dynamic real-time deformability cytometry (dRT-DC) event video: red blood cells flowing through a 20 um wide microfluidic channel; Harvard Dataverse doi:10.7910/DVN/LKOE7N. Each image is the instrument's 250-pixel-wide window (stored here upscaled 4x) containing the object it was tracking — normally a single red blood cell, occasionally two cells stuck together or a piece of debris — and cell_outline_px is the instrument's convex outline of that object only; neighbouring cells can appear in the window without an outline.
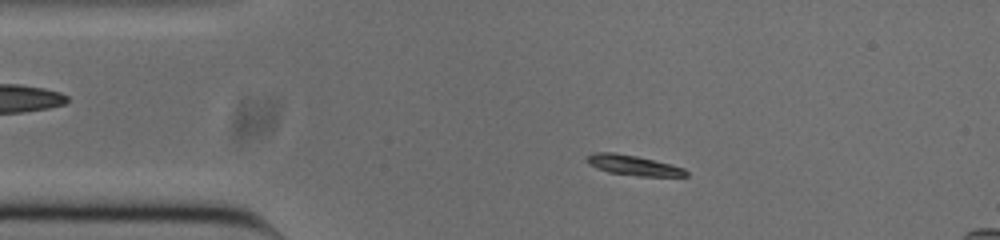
{"species": "common noctule bat (a hibernating species)", "species_latin": "Nyctalus noctula", "temperature_condition": "cold", "stored_images_in_passage": 53, "segment_of_instrument_passage": [1, 2], "camera_frame_rate_fps": 3000, "um_per_image_px": 0.085, "animal": {"sex": "male", "body_mass_g": 20.0, "forearm_length_mm": 53.3}, "frame": {"image": 1, "passage_image": 9, "time_ms": 2.667, "image_size_px": [1000, 240], "cell_outline_px": [[688, 176], [640, 176], [608, 172], [596, 168], [588, 164], [584, 160], [592, 152], [612, 152], [636, 156], [684, 168], [688, 172]], "centroid_in_image_um": [53.77, 14.04], "position_along_channel_um": 31.2, "area_um2": 11.5}}
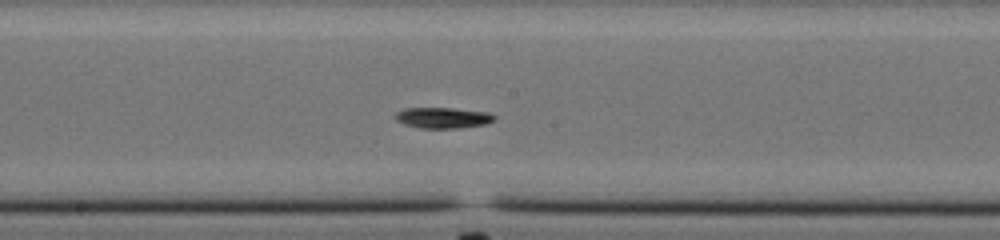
{"frame": {"image": 2, "passage_image": 26, "time_ms": 8.333, "image_size_px": [1000, 240], "cell_outline_px": [[496, 120], [488, 124], [456, 128], [420, 128], [404, 124], [396, 120], [396, 112], [404, 108], [452, 108], [488, 112], [496, 116]], "centroid_in_image_um": [37.68, 10.01], "position_along_channel_um": 210.5, "area_um2": 12.08}}
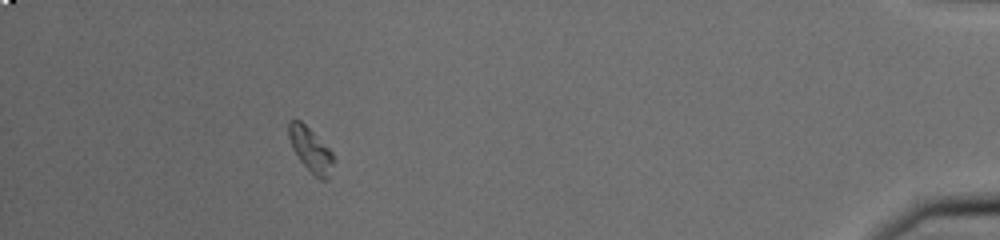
{"frame": {"image": 3, "passage_image": 47, "time_ms": 15.333, "image_size_px": [1000, 240], "cell_outline_px": [[336, 160], [328, 180], [320, 180], [300, 160], [292, 148], [288, 136], [288, 120], [300, 120], [332, 152]], "centroid_in_image_um": [26.42, 12.75], "position_along_channel_um": 408.8, "area_um2": 11.44}}